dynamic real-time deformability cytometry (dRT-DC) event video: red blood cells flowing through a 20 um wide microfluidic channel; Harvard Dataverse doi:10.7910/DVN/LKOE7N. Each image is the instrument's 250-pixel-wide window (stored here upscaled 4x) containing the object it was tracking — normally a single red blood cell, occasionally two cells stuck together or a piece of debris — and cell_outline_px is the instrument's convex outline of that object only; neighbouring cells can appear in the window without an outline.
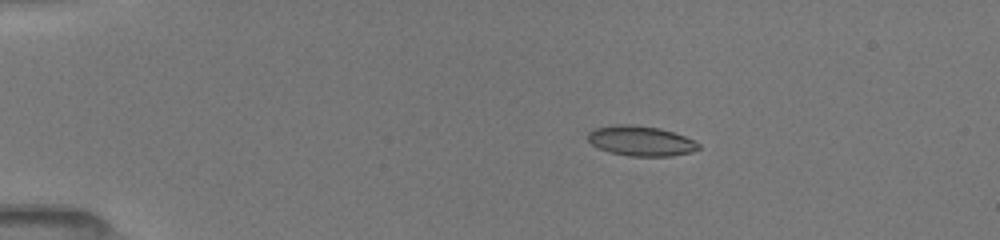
{"species": "common noctule bat (a hibernating species)", "species_latin": "Nyctalus noctula", "temperature_condition": "room temperature", "stored_images_in_passage": 9, "camera_frame_rate_fps": 3000, "um_per_image_px": 0.085, "animal": {"sex": "female", "body_mass_g": 19.5, "forearm_length_mm": 54.1}, "frame": {"image": 1, "passage_image": 6, "time_ms": 3.333, "image_size_px": [1000, 240], "cell_outline_px": [[700, 148], [692, 152], [672, 156], [628, 156], [608, 152], [592, 144], [588, 140], [588, 132], [596, 128], [616, 124], [632, 124], [660, 128], [684, 136], [700, 144]], "centroid_in_image_um": [54.47, 11.98], "position_along_channel_um": 30.5, "area_um2": 19.36}}